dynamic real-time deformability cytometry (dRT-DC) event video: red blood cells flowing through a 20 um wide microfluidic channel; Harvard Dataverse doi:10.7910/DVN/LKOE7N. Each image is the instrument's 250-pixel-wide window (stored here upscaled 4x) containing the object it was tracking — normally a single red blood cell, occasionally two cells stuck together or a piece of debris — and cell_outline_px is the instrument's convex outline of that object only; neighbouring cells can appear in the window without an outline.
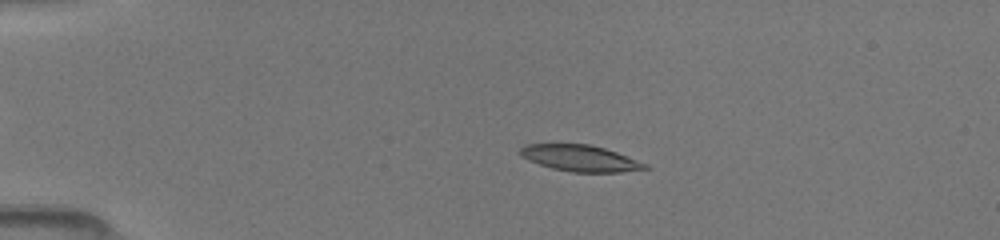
{"species": "common noctule bat (a hibernating species)", "species_latin": "Nyctalus noctula", "temperature_condition": "room temperature", "stored_images_in_passage": 16, "camera_frame_rate_fps": 3000, "um_per_image_px": 0.085, "animal": {"sex": "female", "body_mass_g": 19.5, "forearm_length_mm": 54.1}, "frame": {"image": 1, "passage_image": 12, "time_ms": 3.0, "image_size_px": [1000, 240], "cell_outline_px": [[652, 168], [620, 172], [572, 172], [552, 168], [528, 160], [520, 156], [520, 148], [524, 144], [588, 144], [604, 148], [616, 152], [648, 164]], "centroid_in_image_um": [49.32, 13.45], "position_along_channel_um": 35.7, "area_um2": 19.07}}
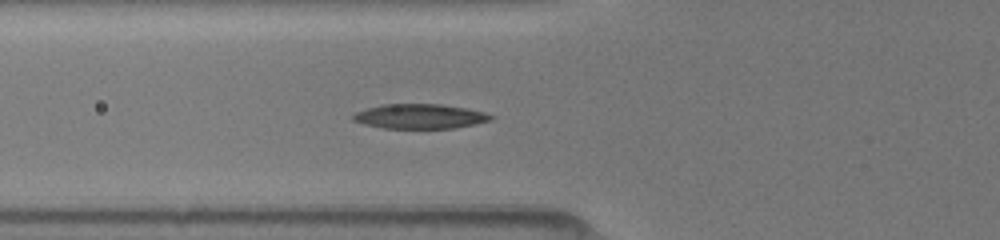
{"frame": {"image": 2, "passage_image": 16, "time_ms": 5.667, "image_size_px": [1000, 240], "cell_outline_px": [[496, 116], [492, 120], [476, 124], [452, 128], [384, 128], [364, 124], [352, 120], [352, 116], [356, 112], [368, 108], [384, 104], [440, 104], [468, 108], [484, 112]], "centroid_in_image_um": [35.73, 9.89], "position_along_channel_um": 90.1, "area_um2": 19.83}}